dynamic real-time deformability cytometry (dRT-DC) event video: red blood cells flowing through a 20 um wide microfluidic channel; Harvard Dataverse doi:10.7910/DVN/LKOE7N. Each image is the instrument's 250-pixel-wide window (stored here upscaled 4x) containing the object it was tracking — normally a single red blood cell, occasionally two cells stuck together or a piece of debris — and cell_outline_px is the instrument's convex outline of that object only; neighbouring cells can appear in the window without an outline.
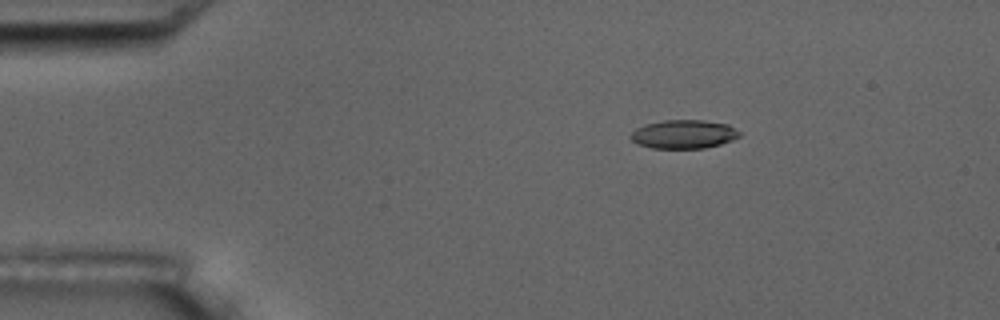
{"species": "common noctule bat (a hibernating species)", "species_latin": "Nyctalus noctula", "temperature_condition": "room temperature", "stored_images_in_passage": 3, "camera_frame_rate_fps": 3000, "um_per_image_px": 0.085, "animal": {"sex": "male", "body_mass_g": 17.5, "forearm_length_mm": 52.3}, "frame": {"image": 1, "passage_image": 1, "time_ms": 0.0, "image_size_px": [1000, 320], "cell_outline_px": [[740, 136], [732, 140], [720, 144], [704, 148], [652, 148], [640, 144], [632, 140], [628, 136], [636, 128], [644, 124], [664, 120], [704, 120], [728, 124], [740, 132]], "centroid_in_image_um": [58.11, 11.4], "position_along_channel_um": 26.9, "area_um2": 18.15}}